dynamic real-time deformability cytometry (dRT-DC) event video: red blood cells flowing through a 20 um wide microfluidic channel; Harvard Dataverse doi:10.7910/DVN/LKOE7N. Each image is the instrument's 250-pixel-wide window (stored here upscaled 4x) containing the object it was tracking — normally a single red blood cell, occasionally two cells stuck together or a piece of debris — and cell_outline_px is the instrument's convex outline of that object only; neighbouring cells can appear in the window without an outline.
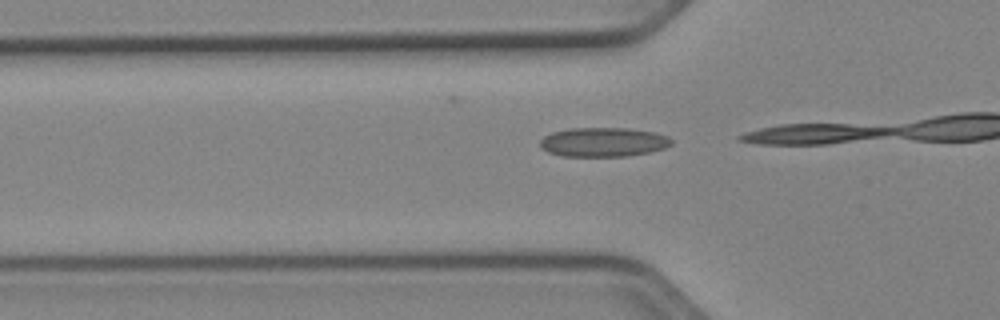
{"species": "Egyptian fruit bat (a non-hibernating species)", "species_latin": "Rousettus aegyptiacus", "temperature_condition": "cold", "stored_images_in_passage": 6, "camera_frame_rate_fps": 3000, "um_per_image_px": 0.085, "animal": {"sex": "female"}, "frame": {"image": 1, "passage_image": 6, "time_ms": 1.667, "image_size_px": [1000, 320], "cell_outline_px": [[672, 144], [664, 148], [648, 152], [628, 156], [560, 156], [548, 152], [540, 148], [540, 140], [544, 136], [552, 132], [568, 128], [628, 128], [656, 132], [668, 136], [672, 140]], "centroid_in_image_um": [51.27, 12.07], "position_along_channel_um": 74.5, "area_um2": 22.54}}